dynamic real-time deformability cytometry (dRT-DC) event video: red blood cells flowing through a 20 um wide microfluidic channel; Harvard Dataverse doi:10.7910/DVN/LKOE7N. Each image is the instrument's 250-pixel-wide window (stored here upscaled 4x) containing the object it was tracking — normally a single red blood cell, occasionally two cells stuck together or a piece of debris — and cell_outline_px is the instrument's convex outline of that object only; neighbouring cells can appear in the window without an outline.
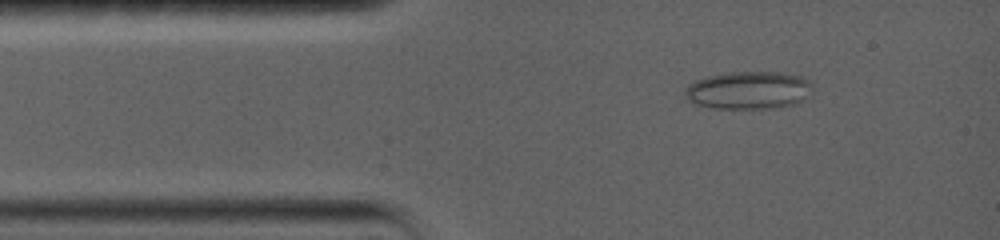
{"species": "common noctule bat (a hibernating species)", "species_latin": "Nyctalus noctula", "temperature_condition": "warm", "stored_images_in_passage": 35, "camera_frame_rate_fps": 5000, "um_per_image_px": 0.085, "animal": {"sex": "female", "body_mass_g": 19.0, "forearm_length_mm": 56.7}, "frame": {"image": 1, "passage_image": 3, "time_ms": 1.0, "image_size_px": [1000, 240], "cell_outline_px": [[808, 96], [804, 100], [796, 104], [772, 108], [712, 108], [696, 104], [688, 100], [684, 92], [688, 84], [696, 80], [708, 76], [732, 72], [780, 72], [800, 76], [808, 80]], "centroid_in_image_um": [63.59, 7.67], "position_along_channel_um": 21.4, "area_um2": 27.8}}
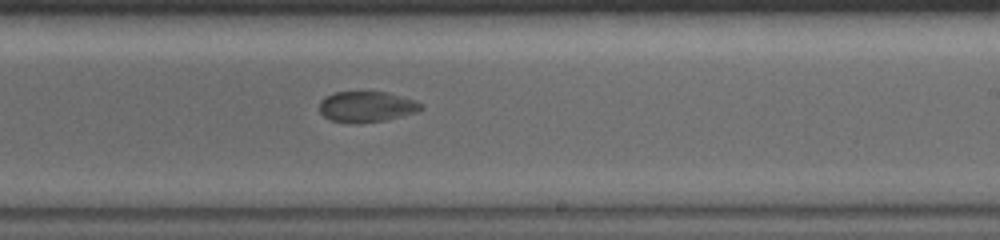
{"frame": {"image": 2, "passage_image": 17, "time_ms": 8.6, "image_size_px": [1000, 240], "cell_outline_px": [[424, 108], [416, 112], [388, 120], [356, 124], [332, 120], [324, 116], [320, 112], [320, 100], [324, 96], [336, 92], [388, 92], [416, 100], [424, 104]], "centroid_in_image_um": [31.19, 9.07], "position_along_channel_um": 257.8, "area_um2": 18.44}}
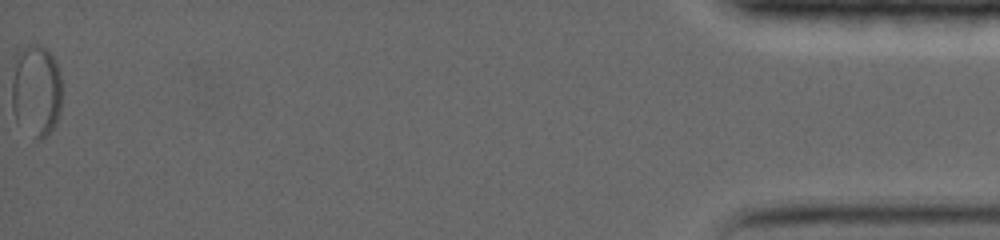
{"frame": {"image": 3, "passage_image": 35, "time_ms": 17.6, "image_size_px": [1000, 240], "cell_outline_px": [[60, 112], [56, 124], [40, 140], [36, 140], [16, 120], [12, 108], [12, 80], [16, 56], [28, 44], [36, 44], [48, 48], [56, 60], [60, 72]], "centroid_in_image_um": [3.08, 7.68], "position_along_channel_um": 432.1, "area_um2": 26.93}}